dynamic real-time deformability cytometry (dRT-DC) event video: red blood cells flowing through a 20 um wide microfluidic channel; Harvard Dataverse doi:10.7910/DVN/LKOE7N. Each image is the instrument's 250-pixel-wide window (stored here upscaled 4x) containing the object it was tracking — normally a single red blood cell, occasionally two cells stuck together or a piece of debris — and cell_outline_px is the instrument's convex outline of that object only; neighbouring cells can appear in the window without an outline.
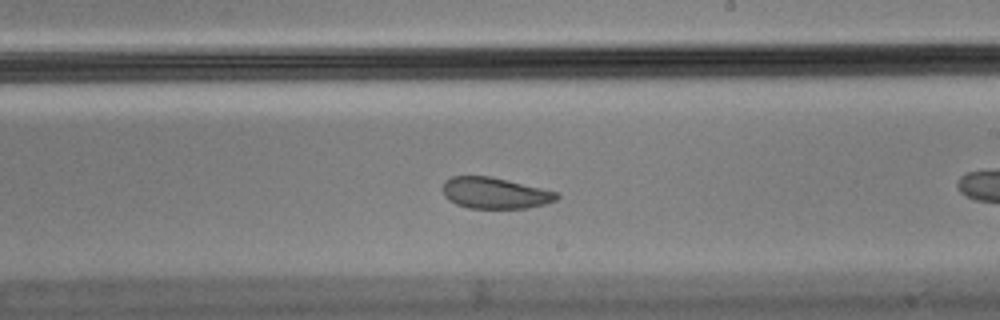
{"species": "Egyptian fruit bat (a non-hibernating species)", "species_latin": "Rousettus aegyptiacus", "temperature_condition": "cold", "stored_images_in_passage": 21, "camera_frame_rate_fps": 3000, "um_per_image_px": 0.085, "animal": {"sex": "male"}, "frame": {"image": 1, "passage_image": 12, "time_ms": 3.667, "image_size_px": [1000, 320], "cell_outline_px": [[560, 196], [556, 200], [544, 204], [528, 208], [468, 208], [456, 204], [448, 200], [444, 196], [444, 180], [452, 176], [488, 176], [560, 192]], "centroid_in_image_um": [42.08, 16.41], "position_along_channel_um": 246.9, "area_um2": 20.69}}